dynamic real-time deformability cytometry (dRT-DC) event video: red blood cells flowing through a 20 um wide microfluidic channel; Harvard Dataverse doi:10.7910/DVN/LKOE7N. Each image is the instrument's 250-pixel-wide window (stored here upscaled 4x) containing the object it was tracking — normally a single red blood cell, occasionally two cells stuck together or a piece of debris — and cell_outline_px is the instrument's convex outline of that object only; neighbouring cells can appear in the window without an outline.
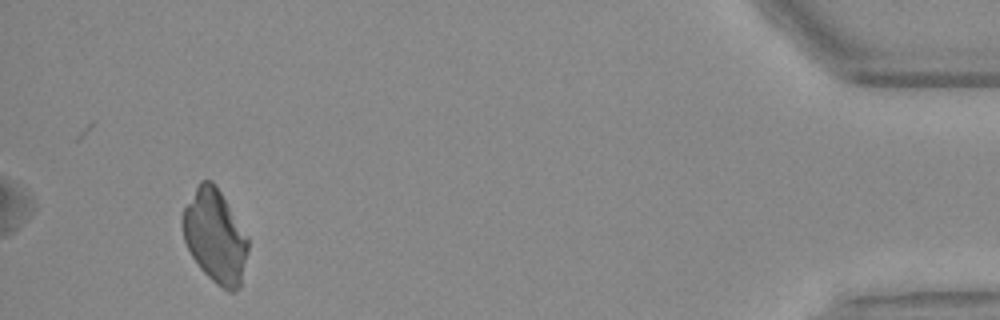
{"species": "Egyptian fruit bat (a non-hibernating species)", "species_latin": "Rousettus aegyptiacus", "temperature_condition": "warm", "stored_images_in_passage": 50, "camera_frame_rate_fps": 3000, "um_per_image_px": 0.085, "animal": {"sex": "female"}, "frame": {"image": 1, "passage_image": 47, "time_ms": 15.333, "image_size_px": [1000, 320], "cell_outline_px": [[248, 248], [240, 288], [232, 292], [216, 284], [200, 268], [192, 256], [184, 240], [180, 220], [184, 208], [200, 180], [212, 180], [220, 192], [248, 240]], "centroid_in_image_um": [18.24, 20.09], "position_along_channel_um": 417.0, "area_um2": 34.91}}